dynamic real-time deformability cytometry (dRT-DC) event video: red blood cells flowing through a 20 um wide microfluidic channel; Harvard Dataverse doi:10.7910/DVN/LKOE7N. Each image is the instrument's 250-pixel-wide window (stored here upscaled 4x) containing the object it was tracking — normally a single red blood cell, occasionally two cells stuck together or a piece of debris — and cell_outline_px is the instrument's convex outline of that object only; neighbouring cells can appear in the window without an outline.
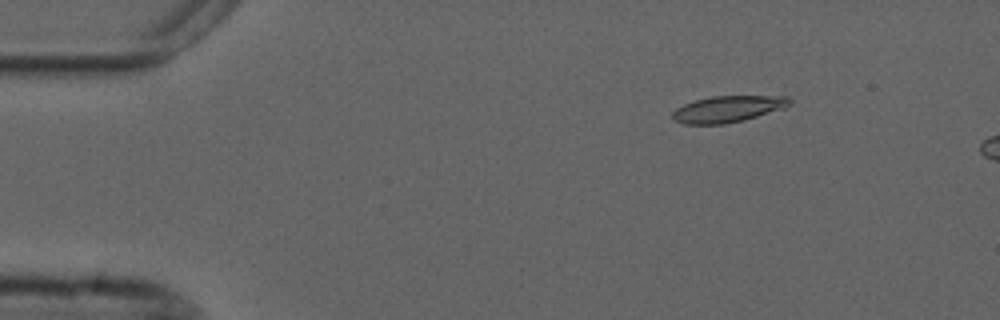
{"species": "common noctule bat (a hibernating species)", "species_latin": "Nyctalus noctula", "temperature_condition": "cold", "stored_images_in_passage": 4, "camera_frame_rate_fps": 3000, "um_per_image_px": 0.085, "animal": {"sex": "male", "forearm_length_mm": 52.5}, "frame": {"image": 1, "passage_image": 2, "time_ms": 2.0, "image_size_px": [1000, 320], "cell_outline_px": [[792, 104], [784, 108], [744, 120], [724, 124], [684, 124], [672, 120], [672, 112], [676, 108], [684, 104], [696, 100], [712, 96], [788, 96], [792, 100]], "centroid_in_image_um": [61.87, 9.27], "position_along_channel_um": 23.1, "area_um2": 18.09}}